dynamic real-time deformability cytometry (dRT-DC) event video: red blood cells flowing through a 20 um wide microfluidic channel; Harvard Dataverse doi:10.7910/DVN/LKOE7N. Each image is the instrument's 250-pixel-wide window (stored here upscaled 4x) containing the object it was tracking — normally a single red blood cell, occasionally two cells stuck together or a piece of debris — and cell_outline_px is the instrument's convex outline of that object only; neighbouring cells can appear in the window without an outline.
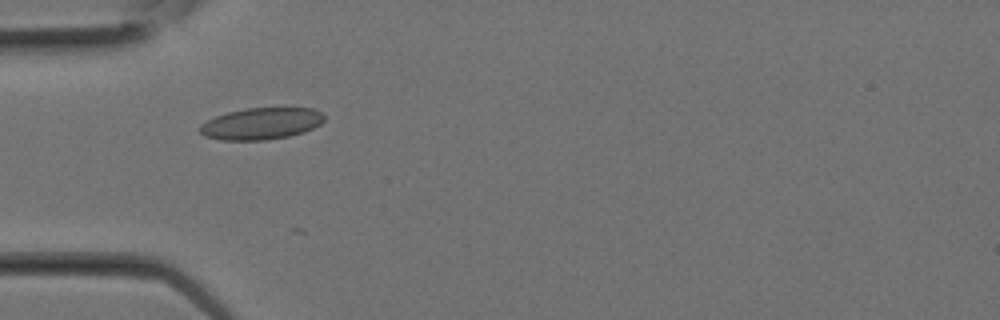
{"species": "Egyptian fruit bat (a non-hibernating species)", "species_latin": "Rousettus aegyptiacus", "temperature_condition": "room temperature", "stored_images_in_passage": 11, "camera_frame_rate_fps": 3000, "um_per_image_px": 0.085, "animal": {"sex": "female"}, "frame": {"image": 1, "passage_image": 8, "time_ms": 2.333, "image_size_px": [1000, 320], "cell_outline_px": [[324, 120], [320, 124], [304, 132], [288, 136], [264, 140], [220, 140], [204, 136], [200, 132], [200, 124], [216, 116], [228, 112], [248, 108], [312, 108], [320, 112], [324, 116]], "centroid_in_image_um": [22.19, 10.51], "position_along_channel_um": 62.8, "area_um2": 22.83}}
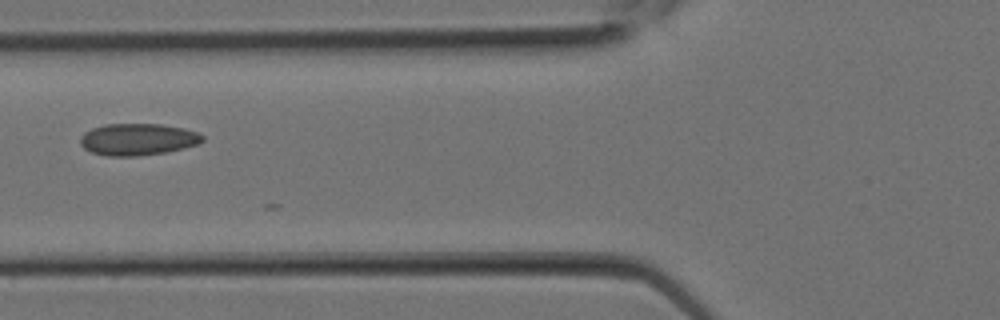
{"frame": {"image": 2, "passage_image": 10, "time_ms": 3.0, "image_size_px": [1000, 320], "cell_outline_px": [[204, 140], [200, 144], [184, 148], [164, 152], [136, 156], [108, 156], [92, 152], [84, 148], [80, 144], [80, 136], [84, 132], [92, 128], [104, 124], [160, 124], [184, 128], [196, 132], [204, 136]], "centroid_in_image_um": [11.71, 11.84], "position_along_channel_um": 114.1, "area_um2": 22.72}}